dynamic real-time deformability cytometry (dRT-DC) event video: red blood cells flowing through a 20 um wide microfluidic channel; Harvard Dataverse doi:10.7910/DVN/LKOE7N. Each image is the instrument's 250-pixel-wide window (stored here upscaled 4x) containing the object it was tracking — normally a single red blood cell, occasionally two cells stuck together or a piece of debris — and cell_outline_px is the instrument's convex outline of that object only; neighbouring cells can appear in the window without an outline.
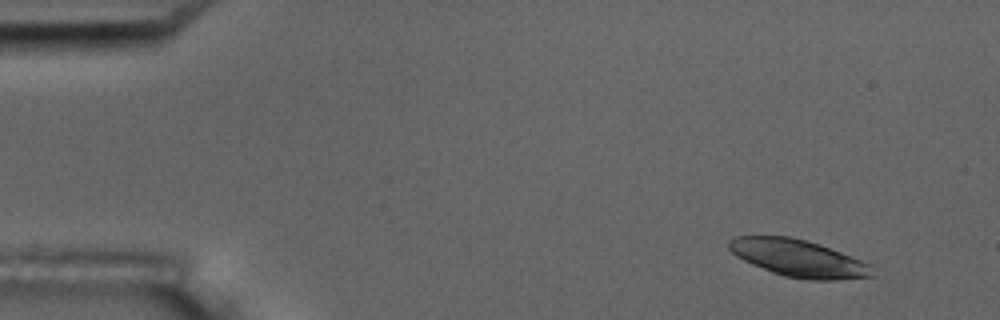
{"species": "common noctule bat (a hibernating species)", "species_latin": "Nyctalus noctula", "temperature_condition": "room temperature", "stored_images_in_passage": 5, "segment_of_instrument_passage": [1, 2], "camera_frame_rate_fps": 3000, "um_per_image_px": 0.085, "animal": {"sex": "male", "body_mass_g": 17.5, "forearm_length_mm": 52.3}, "frame": {"image": 1, "passage_image": 1, "time_ms": 0.0, "image_size_px": [1000, 320], "cell_outline_px": [[876, 276], [840, 280], [808, 280], [784, 276], [772, 272], [752, 264], [736, 256], [728, 248], [728, 240], [736, 236], [792, 236], [820, 244], [872, 264]], "centroid_in_image_um": [67.91, 21.95], "position_along_channel_um": 17.1, "area_um2": 31.33}}